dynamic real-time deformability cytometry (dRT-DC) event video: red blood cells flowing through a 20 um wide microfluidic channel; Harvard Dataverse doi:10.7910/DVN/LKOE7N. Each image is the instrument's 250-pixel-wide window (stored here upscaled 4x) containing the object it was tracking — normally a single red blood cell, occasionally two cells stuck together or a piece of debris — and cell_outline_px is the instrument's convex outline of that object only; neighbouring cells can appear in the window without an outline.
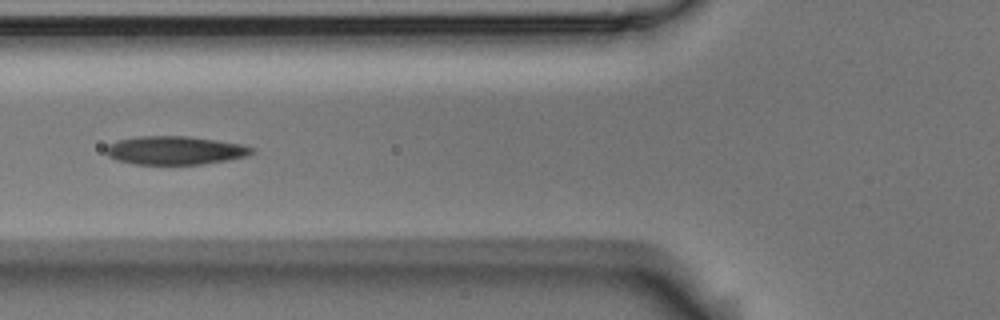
{"species": "Egyptian fruit bat (a non-hibernating species)", "species_latin": "Rousettus aegyptiacus", "temperature_condition": "room temperature", "stored_images_in_passage": 11, "camera_frame_rate_fps": 3000, "um_per_image_px": 0.085, "animal": {"sex": "male"}, "frame": {"image": 1, "passage_image": 7, "time_ms": 2.0, "image_size_px": [1000, 320], "cell_outline_px": [[256, 152], [248, 156], [228, 160], [200, 164], [136, 164], [116, 160], [108, 156], [104, 152], [104, 148], [108, 144], [116, 140], [136, 136], [188, 136], [244, 144], [256, 148]], "centroid_in_image_um": [14.89, 12.77], "position_along_channel_um": 110.9, "area_um2": 24.57}}